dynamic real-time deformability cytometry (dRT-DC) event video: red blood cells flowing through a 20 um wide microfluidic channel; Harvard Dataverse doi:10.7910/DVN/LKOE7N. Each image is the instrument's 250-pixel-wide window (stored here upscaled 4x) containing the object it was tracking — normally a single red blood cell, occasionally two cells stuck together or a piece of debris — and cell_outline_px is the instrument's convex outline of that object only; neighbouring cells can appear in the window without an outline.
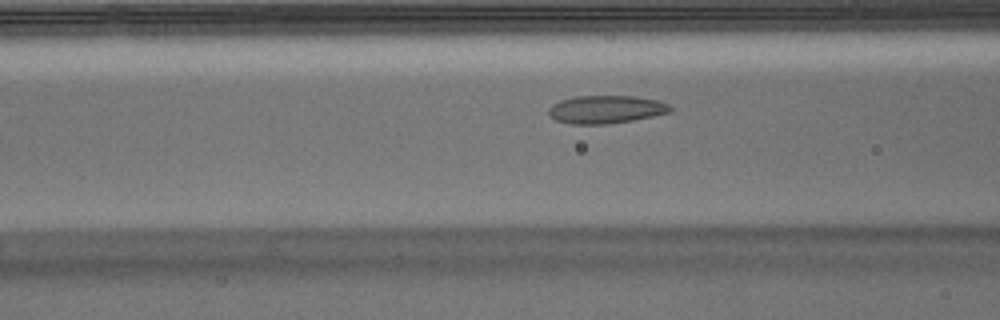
{"species": "Egyptian fruit bat (a non-hibernating species)", "species_latin": "Rousettus aegyptiacus", "temperature_condition": "warm", "stored_images_in_passage": 45, "camera_frame_rate_fps": 3000, "um_per_image_px": 0.085, "animal": {"sex": "male"}, "frame": {"image": 1, "passage_image": 12, "time_ms": 3.667, "image_size_px": [1000, 320], "cell_outline_px": [[672, 112], [632, 120], [608, 124], [572, 124], [556, 120], [548, 112], [548, 108], [552, 104], [560, 100], [576, 96], [636, 96], [660, 100], [668, 104], [672, 108]], "centroid_in_image_um": [51.53, 9.29], "position_along_channel_um": 115.1, "area_um2": 19.88}}
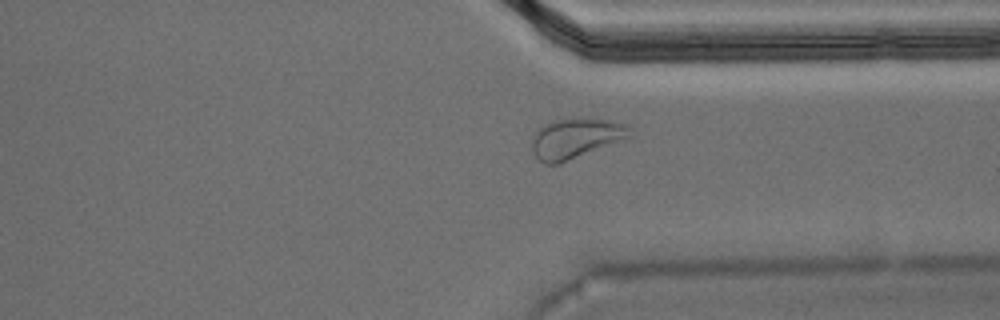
{"frame": {"image": 2, "passage_image": 32, "time_ms": 10.333, "image_size_px": [1000, 320], "cell_outline_px": [[636, 136], [560, 164], [544, 164], [532, 152], [532, 136], [544, 124], [556, 120], [572, 116], [592, 116], [612, 120], [628, 124]], "centroid_in_image_um": [49.04, 11.71], "position_along_channel_um": 362.4, "area_um2": 24.1}}
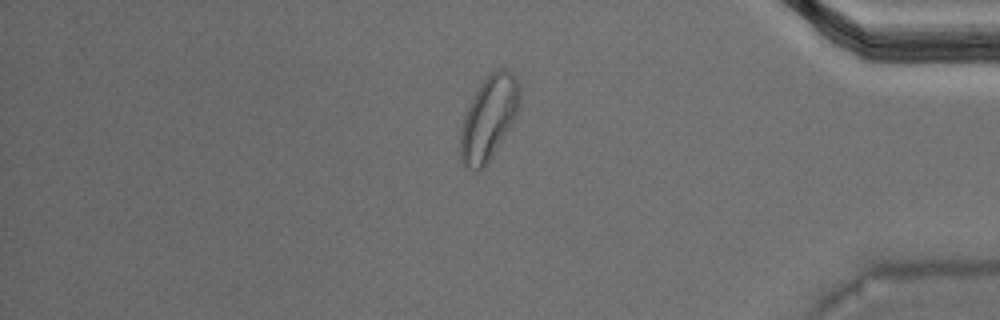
{"frame": {"image": 3, "passage_image": 37, "time_ms": 12.0, "image_size_px": [1000, 320], "cell_outline_px": [[520, 108], [484, 168], [480, 172], [476, 172], [468, 168], [460, 160], [460, 132], [464, 116], [480, 84], [496, 68], [504, 68], [512, 72], [516, 76], [520, 84]], "centroid_in_image_um": [41.55, 10.02], "position_along_channel_um": 393.6, "area_um2": 28.73}, "authors_computed_cell_mechanics": {"area_um2": 21.0392, "velocity_mm_per_s": 3.7109, "shape_relaxation_time_tau1_ms": null, "shape_relaxation_time_tau2_ms": 1.7435, "deformation_change_tau1": null, "deformation_change_tau2": 0.0699}}